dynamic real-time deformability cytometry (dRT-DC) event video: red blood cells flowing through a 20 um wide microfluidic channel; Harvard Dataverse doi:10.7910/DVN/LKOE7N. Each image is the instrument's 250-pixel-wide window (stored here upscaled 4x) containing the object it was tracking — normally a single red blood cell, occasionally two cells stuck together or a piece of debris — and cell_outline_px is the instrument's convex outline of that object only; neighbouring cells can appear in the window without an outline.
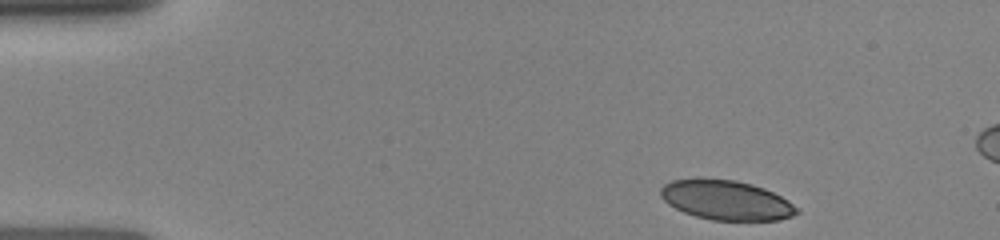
{"species": "human", "species_latin": "Homo sapiens", "temperature_condition": "room temperature", "stored_images_in_passage": 6, "camera_frame_rate_fps": 3000, "um_per_image_px": 0.085, "donor": {"sex": "female"}, "frame": {"image": 1, "passage_image": 1, "time_ms": 0.0, "image_size_px": [1000, 240], "cell_outline_px": [[800, 212], [792, 216], [780, 220], [712, 220], [696, 216], [684, 212], [668, 204], [660, 196], [660, 188], [664, 184], [672, 180], [696, 176], [736, 180], [752, 184], [764, 188], [788, 200], [800, 208]], "centroid_in_image_um": [61.71, 16.98], "position_along_channel_um": 23.3, "area_um2": 32.02}}